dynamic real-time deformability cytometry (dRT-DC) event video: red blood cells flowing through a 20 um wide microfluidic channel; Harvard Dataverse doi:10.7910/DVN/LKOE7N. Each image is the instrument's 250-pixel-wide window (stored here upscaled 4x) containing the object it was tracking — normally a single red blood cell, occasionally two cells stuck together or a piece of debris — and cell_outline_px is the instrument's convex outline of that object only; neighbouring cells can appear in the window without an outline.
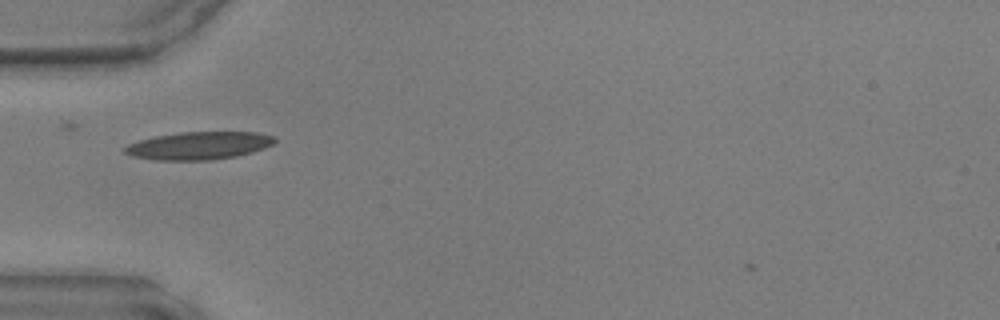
{"species": "common noctule bat (a hibernating species)", "species_latin": "Nyctalus noctula", "temperature_condition": "warm", "stored_images_in_passage": 14, "camera_frame_rate_fps": 3000, "um_per_image_px": 0.085, "animal": {"sex": "male", "body_mass_g": 17.9, "forearm_length_mm": 54.2}, "frame": {"image": 1, "passage_image": 2, "time_ms": 0.333, "image_size_px": [1000, 320], "cell_outline_px": [[276, 140], [272, 144], [264, 148], [252, 152], [236, 156], [212, 160], [156, 160], [132, 156], [124, 152], [124, 148], [128, 144], [140, 140], [156, 136], [180, 132], [256, 132], [276, 136]], "centroid_in_image_um": [16.92, 12.38], "position_along_channel_um": 68.1, "area_um2": 24.22}}